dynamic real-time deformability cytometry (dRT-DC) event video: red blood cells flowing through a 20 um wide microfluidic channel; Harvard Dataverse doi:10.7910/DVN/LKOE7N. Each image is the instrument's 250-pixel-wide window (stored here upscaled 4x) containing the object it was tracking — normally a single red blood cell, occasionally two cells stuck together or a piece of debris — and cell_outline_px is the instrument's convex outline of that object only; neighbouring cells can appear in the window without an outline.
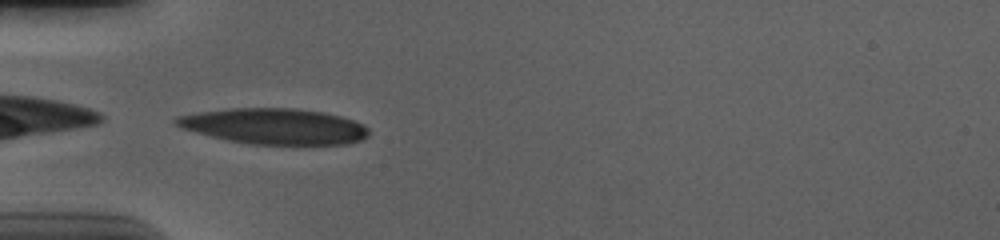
{"species": "human", "species_latin": "Homo sapiens", "temperature_condition": "cold", "stored_images_in_passage": 39, "camera_frame_rate_fps": 3000, "um_per_image_px": 0.085, "donor": {"sex": "male"}, "frame": {"image": 1, "passage_image": 1, "time_ms": 0.0, "image_size_px": [1000, 240], "cell_outline_px": [[368, 136], [364, 140], [348, 144], [248, 144], [228, 140], [180, 128], [172, 120], [176, 116], [196, 112], [232, 108], [296, 108], [324, 112], [340, 116], [364, 124], [368, 128]], "centroid_in_image_um": [23.32, 10.73], "position_along_channel_um": 61.7, "area_um2": 40.29}}
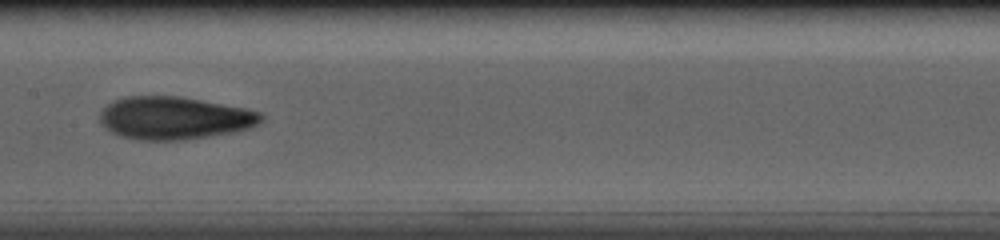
{"frame": {"image": 2, "passage_image": 12, "time_ms": 3.667, "image_size_px": [1000, 240], "cell_outline_px": [[264, 120], [248, 128], [232, 132], [184, 140], [136, 140], [120, 136], [104, 128], [100, 124], [100, 112], [112, 100], [128, 96], [180, 96], [248, 108], [260, 112], [264, 116]], "centroid_in_image_um": [14.8, 10.03], "position_along_channel_um": 192.6, "area_um2": 40.4}}
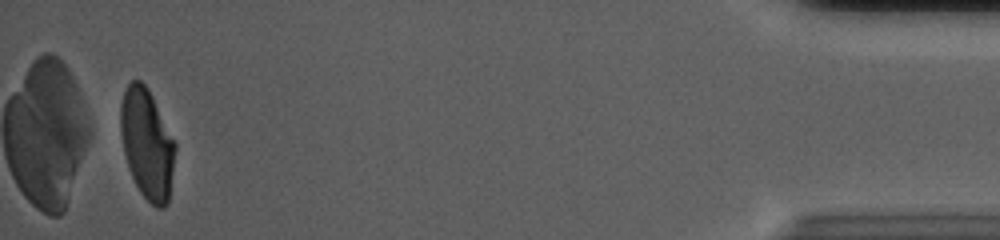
{"frame": {"image": 3, "passage_image": 37, "time_ms": 12.0, "image_size_px": [1000, 240], "cell_outline_px": [[176, 148], [168, 204], [164, 208], [156, 208], [140, 192], [128, 168], [124, 152], [120, 132], [120, 104], [124, 92], [128, 84], [132, 80], [140, 80], [148, 88], [176, 144]], "centroid_in_image_um": [12.49, 12.23], "position_along_channel_um": 422.7, "area_um2": 34.91}, "authors_computed_cell_mechanics": {"area_um2": 38.148, "velocity_mm_per_s": 3.6918, "shape_relaxation_time_tau1_ms": 6.7518, "shape_relaxation_time_tau2_ms": 2.1631, "deformation_change_tau1": 0.2274, "deformation_change_tau2": 0.0834}}